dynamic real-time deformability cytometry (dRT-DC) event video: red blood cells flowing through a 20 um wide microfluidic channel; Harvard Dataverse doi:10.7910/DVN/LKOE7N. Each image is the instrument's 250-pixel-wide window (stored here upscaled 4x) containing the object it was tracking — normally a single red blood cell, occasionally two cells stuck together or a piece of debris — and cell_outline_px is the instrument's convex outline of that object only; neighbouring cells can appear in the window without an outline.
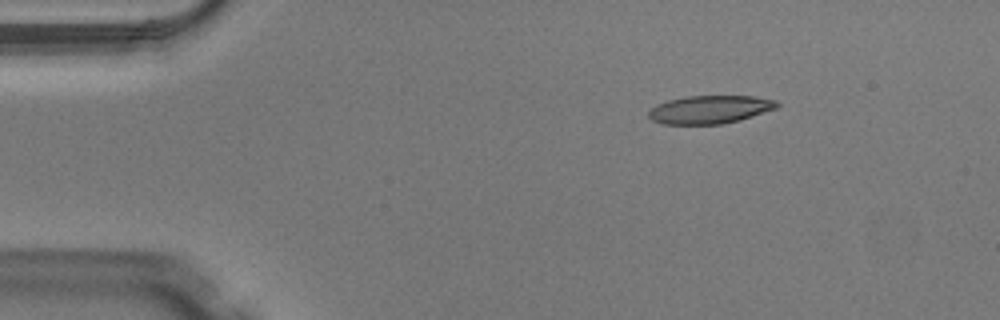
{"species": "Egyptian fruit bat (a non-hibernating species)", "species_latin": "Rousettus aegyptiacus", "temperature_condition": "warm", "stored_images_in_passage": 42, "camera_frame_rate_fps": 3000, "um_per_image_px": 0.085, "animal": {"sex": "male"}, "frame": {"image": 1, "passage_image": 1, "time_ms": 0.0, "image_size_px": [1000, 320], "cell_outline_px": [[780, 104], [776, 108], [740, 120], [720, 124], [660, 124], [652, 120], [648, 116], [648, 112], [656, 104], [668, 100], [684, 96], [752, 96], [776, 100]], "centroid_in_image_um": [60.31, 9.3], "position_along_channel_um": 24.7, "area_um2": 21.04}}
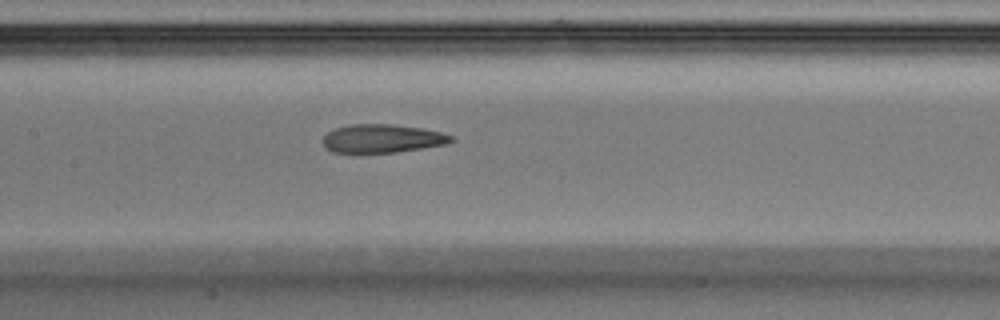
{"frame": {"image": 2, "passage_image": 17, "time_ms": 5.333, "image_size_px": [1000, 320], "cell_outline_px": [[456, 140], [444, 144], [396, 152], [332, 152], [324, 144], [324, 136], [328, 132], [336, 128], [352, 124], [388, 124], [420, 128], [440, 132], [452, 136]], "centroid_in_image_um": [32.5, 11.77], "position_along_channel_um": 174.9, "area_um2": 20.75}}
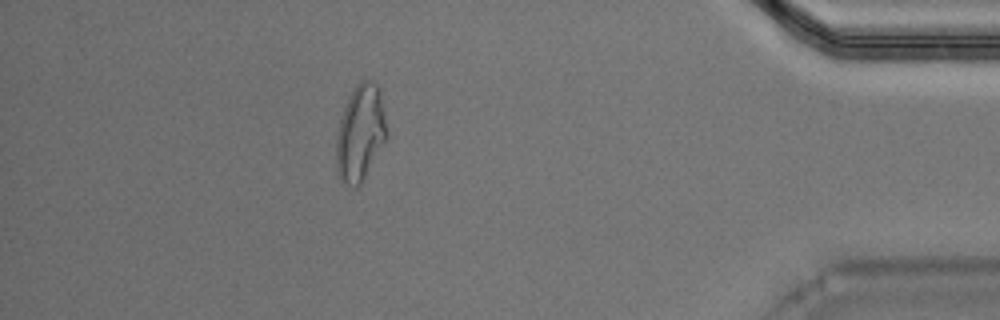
{"frame": {"image": 3, "passage_image": 37, "time_ms": 12.0, "image_size_px": [1000, 320], "cell_outline_px": [[384, 140], [364, 180], [356, 188], [340, 180], [336, 176], [336, 136], [340, 116], [348, 96], [352, 88], [360, 80], [372, 80], [380, 88], [384, 112]], "centroid_in_image_um": [30.57, 11.28], "position_along_channel_um": 404.6, "area_um2": 28.21}, "authors_computed_cell_mechanics": {"area_um2": 22.3975, "velocity_mm_per_s": 4.1218, "shape_relaxation_time_tau1_ms": 4.9428, "shape_relaxation_time_tau2_ms": 2.1237, "deformation_change_tau1": 0.2086, "deformation_change_tau2": 0.1279}}